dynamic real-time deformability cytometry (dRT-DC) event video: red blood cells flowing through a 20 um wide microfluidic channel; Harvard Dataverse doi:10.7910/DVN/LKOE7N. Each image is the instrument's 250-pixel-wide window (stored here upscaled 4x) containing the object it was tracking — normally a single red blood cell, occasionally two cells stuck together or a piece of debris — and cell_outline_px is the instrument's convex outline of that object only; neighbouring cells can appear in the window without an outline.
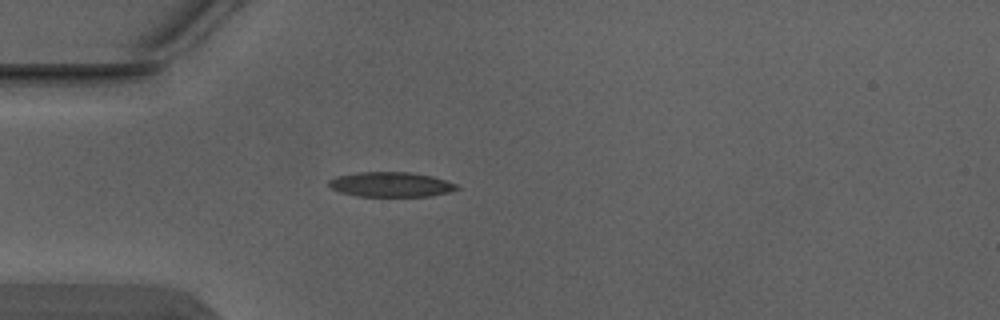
{"species": "Egyptian fruit bat (a non-hibernating species)", "species_latin": "Rousettus aegyptiacus", "temperature_condition": "warm", "stored_images_in_passage": 2, "camera_frame_rate_fps": 3000, "um_per_image_px": 0.085, "animal": {"sex": "male"}, "frame": {"image": 1, "passage_image": 2, "time_ms": 0.333, "image_size_px": [1000, 320], "cell_outline_px": [[460, 188], [448, 192], [432, 196], [356, 196], [340, 192], [332, 188], [328, 184], [328, 180], [336, 176], [360, 172], [408, 172], [432, 176], [456, 184]], "centroid_in_image_um": [33.2, 15.68], "position_along_channel_um": 51.8, "area_um2": 18.44}}